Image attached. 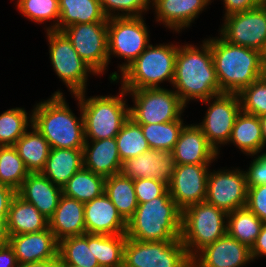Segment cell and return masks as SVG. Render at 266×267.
Returning a JSON list of instances; mask_svg holds the SVG:
<instances>
[{
    "label": "cell",
    "mask_w": 266,
    "mask_h": 267,
    "mask_svg": "<svg viewBox=\"0 0 266 267\" xmlns=\"http://www.w3.org/2000/svg\"><path fill=\"white\" fill-rule=\"evenodd\" d=\"M172 88L186 106L189 101H204L220 94L210 43L204 39L200 47L178 45Z\"/></svg>",
    "instance_id": "1"
},
{
    "label": "cell",
    "mask_w": 266,
    "mask_h": 267,
    "mask_svg": "<svg viewBox=\"0 0 266 267\" xmlns=\"http://www.w3.org/2000/svg\"><path fill=\"white\" fill-rule=\"evenodd\" d=\"M80 117L70 109L63 92L55 91L50 98L33 106L32 125L48 141L51 149H83L85 140L84 120L79 99Z\"/></svg>",
    "instance_id": "2"
},
{
    "label": "cell",
    "mask_w": 266,
    "mask_h": 267,
    "mask_svg": "<svg viewBox=\"0 0 266 267\" xmlns=\"http://www.w3.org/2000/svg\"><path fill=\"white\" fill-rule=\"evenodd\" d=\"M219 36L206 40L210 43L220 93L239 94L264 76L261 52L232 44Z\"/></svg>",
    "instance_id": "3"
},
{
    "label": "cell",
    "mask_w": 266,
    "mask_h": 267,
    "mask_svg": "<svg viewBox=\"0 0 266 267\" xmlns=\"http://www.w3.org/2000/svg\"><path fill=\"white\" fill-rule=\"evenodd\" d=\"M182 210L167 189L160 197L138 203L127 221V238L143 242L174 241L181 238Z\"/></svg>",
    "instance_id": "4"
},
{
    "label": "cell",
    "mask_w": 266,
    "mask_h": 267,
    "mask_svg": "<svg viewBox=\"0 0 266 267\" xmlns=\"http://www.w3.org/2000/svg\"><path fill=\"white\" fill-rule=\"evenodd\" d=\"M177 52L178 45L173 43L149 44L120 75L112 72L110 81L116 83L121 79V87L125 90L161 88L160 84L165 81L172 84Z\"/></svg>",
    "instance_id": "5"
},
{
    "label": "cell",
    "mask_w": 266,
    "mask_h": 267,
    "mask_svg": "<svg viewBox=\"0 0 266 267\" xmlns=\"http://www.w3.org/2000/svg\"><path fill=\"white\" fill-rule=\"evenodd\" d=\"M119 94L86 97V91L75 95L79 99L84 120L85 140L115 138L129 118L127 91Z\"/></svg>",
    "instance_id": "6"
},
{
    "label": "cell",
    "mask_w": 266,
    "mask_h": 267,
    "mask_svg": "<svg viewBox=\"0 0 266 267\" xmlns=\"http://www.w3.org/2000/svg\"><path fill=\"white\" fill-rule=\"evenodd\" d=\"M227 216L224 210L206 201L192 204L182 211L180 239L191 258L227 234Z\"/></svg>",
    "instance_id": "7"
},
{
    "label": "cell",
    "mask_w": 266,
    "mask_h": 267,
    "mask_svg": "<svg viewBox=\"0 0 266 267\" xmlns=\"http://www.w3.org/2000/svg\"><path fill=\"white\" fill-rule=\"evenodd\" d=\"M50 61L54 72L63 81L71 95L83 93L88 88V77L97 73L85 63L73 48L68 37L57 30H47ZM90 74V75H89Z\"/></svg>",
    "instance_id": "8"
},
{
    "label": "cell",
    "mask_w": 266,
    "mask_h": 267,
    "mask_svg": "<svg viewBox=\"0 0 266 267\" xmlns=\"http://www.w3.org/2000/svg\"><path fill=\"white\" fill-rule=\"evenodd\" d=\"M132 96L133 107L129 117L137 124H157L178 120L185 106L174 90L167 88H144L126 90Z\"/></svg>",
    "instance_id": "9"
},
{
    "label": "cell",
    "mask_w": 266,
    "mask_h": 267,
    "mask_svg": "<svg viewBox=\"0 0 266 267\" xmlns=\"http://www.w3.org/2000/svg\"><path fill=\"white\" fill-rule=\"evenodd\" d=\"M123 267H192L181 239L143 242L127 238Z\"/></svg>",
    "instance_id": "10"
},
{
    "label": "cell",
    "mask_w": 266,
    "mask_h": 267,
    "mask_svg": "<svg viewBox=\"0 0 266 267\" xmlns=\"http://www.w3.org/2000/svg\"><path fill=\"white\" fill-rule=\"evenodd\" d=\"M144 16L114 17L108 19V59L111 56L125 59L118 67L122 72L130 65L150 44V31Z\"/></svg>",
    "instance_id": "11"
},
{
    "label": "cell",
    "mask_w": 266,
    "mask_h": 267,
    "mask_svg": "<svg viewBox=\"0 0 266 267\" xmlns=\"http://www.w3.org/2000/svg\"><path fill=\"white\" fill-rule=\"evenodd\" d=\"M201 102L208 104V109L202 122L196 125L220 154L219 147L227 145L235 120L241 111L239 95L220 93Z\"/></svg>",
    "instance_id": "12"
},
{
    "label": "cell",
    "mask_w": 266,
    "mask_h": 267,
    "mask_svg": "<svg viewBox=\"0 0 266 267\" xmlns=\"http://www.w3.org/2000/svg\"><path fill=\"white\" fill-rule=\"evenodd\" d=\"M62 32L68 37L79 57L98 75L108 68V22L73 24Z\"/></svg>",
    "instance_id": "13"
},
{
    "label": "cell",
    "mask_w": 266,
    "mask_h": 267,
    "mask_svg": "<svg viewBox=\"0 0 266 267\" xmlns=\"http://www.w3.org/2000/svg\"><path fill=\"white\" fill-rule=\"evenodd\" d=\"M219 33L226 41L262 51L266 43V2L249 11L223 17Z\"/></svg>",
    "instance_id": "14"
},
{
    "label": "cell",
    "mask_w": 266,
    "mask_h": 267,
    "mask_svg": "<svg viewBox=\"0 0 266 267\" xmlns=\"http://www.w3.org/2000/svg\"><path fill=\"white\" fill-rule=\"evenodd\" d=\"M247 190L245 171L239 168L213 170L208 175L205 201L230 213L246 206Z\"/></svg>",
    "instance_id": "15"
},
{
    "label": "cell",
    "mask_w": 266,
    "mask_h": 267,
    "mask_svg": "<svg viewBox=\"0 0 266 267\" xmlns=\"http://www.w3.org/2000/svg\"><path fill=\"white\" fill-rule=\"evenodd\" d=\"M211 164L176 165L168 186L171 198L183 211L192 204L204 202L207 195V180Z\"/></svg>",
    "instance_id": "16"
},
{
    "label": "cell",
    "mask_w": 266,
    "mask_h": 267,
    "mask_svg": "<svg viewBox=\"0 0 266 267\" xmlns=\"http://www.w3.org/2000/svg\"><path fill=\"white\" fill-rule=\"evenodd\" d=\"M175 167L172 151L149 149L137 157L125 160L122 163L121 174L132 180L154 179L169 186Z\"/></svg>",
    "instance_id": "17"
},
{
    "label": "cell",
    "mask_w": 266,
    "mask_h": 267,
    "mask_svg": "<svg viewBox=\"0 0 266 267\" xmlns=\"http://www.w3.org/2000/svg\"><path fill=\"white\" fill-rule=\"evenodd\" d=\"M250 248L228 234L205 246L192 258V267H246Z\"/></svg>",
    "instance_id": "18"
},
{
    "label": "cell",
    "mask_w": 266,
    "mask_h": 267,
    "mask_svg": "<svg viewBox=\"0 0 266 267\" xmlns=\"http://www.w3.org/2000/svg\"><path fill=\"white\" fill-rule=\"evenodd\" d=\"M8 243L20 265L59 259V242L49 227L40 232L11 235Z\"/></svg>",
    "instance_id": "19"
},
{
    "label": "cell",
    "mask_w": 266,
    "mask_h": 267,
    "mask_svg": "<svg viewBox=\"0 0 266 267\" xmlns=\"http://www.w3.org/2000/svg\"><path fill=\"white\" fill-rule=\"evenodd\" d=\"M84 219L87 234H126L127 222L105 193L84 203Z\"/></svg>",
    "instance_id": "20"
},
{
    "label": "cell",
    "mask_w": 266,
    "mask_h": 267,
    "mask_svg": "<svg viewBox=\"0 0 266 267\" xmlns=\"http://www.w3.org/2000/svg\"><path fill=\"white\" fill-rule=\"evenodd\" d=\"M172 152L176 165L211 164L219 156L195 123L185 124Z\"/></svg>",
    "instance_id": "21"
},
{
    "label": "cell",
    "mask_w": 266,
    "mask_h": 267,
    "mask_svg": "<svg viewBox=\"0 0 266 267\" xmlns=\"http://www.w3.org/2000/svg\"><path fill=\"white\" fill-rule=\"evenodd\" d=\"M212 0H152L156 22L163 23L173 32L188 28Z\"/></svg>",
    "instance_id": "22"
},
{
    "label": "cell",
    "mask_w": 266,
    "mask_h": 267,
    "mask_svg": "<svg viewBox=\"0 0 266 267\" xmlns=\"http://www.w3.org/2000/svg\"><path fill=\"white\" fill-rule=\"evenodd\" d=\"M16 194L49 220L58 206L62 187L53 184L41 172L29 173Z\"/></svg>",
    "instance_id": "23"
},
{
    "label": "cell",
    "mask_w": 266,
    "mask_h": 267,
    "mask_svg": "<svg viewBox=\"0 0 266 267\" xmlns=\"http://www.w3.org/2000/svg\"><path fill=\"white\" fill-rule=\"evenodd\" d=\"M83 168L104 177L120 174L122 161L116 139L86 140L83 147Z\"/></svg>",
    "instance_id": "24"
},
{
    "label": "cell",
    "mask_w": 266,
    "mask_h": 267,
    "mask_svg": "<svg viewBox=\"0 0 266 267\" xmlns=\"http://www.w3.org/2000/svg\"><path fill=\"white\" fill-rule=\"evenodd\" d=\"M49 229L57 241L86 234L84 203L61 195L53 216L48 220Z\"/></svg>",
    "instance_id": "25"
},
{
    "label": "cell",
    "mask_w": 266,
    "mask_h": 267,
    "mask_svg": "<svg viewBox=\"0 0 266 267\" xmlns=\"http://www.w3.org/2000/svg\"><path fill=\"white\" fill-rule=\"evenodd\" d=\"M6 221L9 236L40 232L49 227L48 219L17 194L11 200Z\"/></svg>",
    "instance_id": "26"
},
{
    "label": "cell",
    "mask_w": 266,
    "mask_h": 267,
    "mask_svg": "<svg viewBox=\"0 0 266 267\" xmlns=\"http://www.w3.org/2000/svg\"><path fill=\"white\" fill-rule=\"evenodd\" d=\"M83 168V149L52 148L41 173L53 184L62 187Z\"/></svg>",
    "instance_id": "27"
},
{
    "label": "cell",
    "mask_w": 266,
    "mask_h": 267,
    "mask_svg": "<svg viewBox=\"0 0 266 267\" xmlns=\"http://www.w3.org/2000/svg\"><path fill=\"white\" fill-rule=\"evenodd\" d=\"M233 144L248 156L261 153L264 147L260 118L240 111L227 144Z\"/></svg>",
    "instance_id": "28"
},
{
    "label": "cell",
    "mask_w": 266,
    "mask_h": 267,
    "mask_svg": "<svg viewBox=\"0 0 266 267\" xmlns=\"http://www.w3.org/2000/svg\"><path fill=\"white\" fill-rule=\"evenodd\" d=\"M58 31L73 25L108 22L100 0H59Z\"/></svg>",
    "instance_id": "29"
},
{
    "label": "cell",
    "mask_w": 266,
    "mask_h": 267,
    "mask_svg": "<svg viewBox=\"0 0 266 267\" xmlns=\"http://www.w3.org/2000/svg\"><path fill=\"white\" fill-rule=\"evenodd\" d=\"M15 143L19 157L30 173L41 172L46 164L51 147L44 136L32 125Z\"/></svg>",
    "instance_id": "30"
},
{
    "label": "cell",
    "mask_w": 266,
    "mask_h": 267,
    "mask_svg": "<svg viewBox=\"0 0 266 267\" xmlns=\"http://www.w3.org/2000/svg\"><path fill=\"white\" fill-rule=\"evenodd\" d=\"M59 264L100 267L93 252V234L68 237L59 241Z\"/></svg>",
    "instance_id": "31"
},
{
    "label": "cell",
    "mask_w": 266,
    "mask_h": 267,
    "mask_svg": "<svg viewBox=\"0 0 266 267\" xmlns=\"http://www.w3.org/2000/svg\"><path fill=\"white\" fill-rule=\"evenodd\" d=\"M104 193L127 222L133 216L138 206L133 180L121 173L108 176L105 180Z\"/></svg>",
    "instance_id": "32"
},
{
    "label": "cell",
    "mask_w": 266,
    "mask_h": 267,
    "mask_svg": "<svg viewBox=\"0 0 266 267\" xmlns=\"http://www.w3.org/2000/svg\"><path fill=\"white\" fill-rule=\"evenodd\" d=\"M105 180L106 177L82 168L62 186V194L86 203L104 193Z\"/></svg>",
    "instance_id": "33"
},
{
    "label": "cell",
    "mask_w": 266,
    "mask_h": 267,
    "mask_svg": "<svg viewBox=\"0 0 266 267\" xmlns=\"http://www.w3.org/2000/svg\"><path fill=\"white\" fill-rule=\"evenodd\" d=\"M263 224L262 220L244 207L228 213L227 234L251 248Z\"/></svg>",
    "instance_id": "34"
},
{
    "label": "cell",
    "mask_w": 266,
    "mask_h": 267,
    "mask_svg": "<svg viewBox=\"0 0 266 267\" xmlns=\"http://www.w3.org/2000/svg\"><path fill=\"white\" fill-rule=\"evenodd\" d=\"M126 234H93V252L100 267H123Z\"/></svg>",
    "instance_id": "35"
},
{
    "label": "cell",
    "mask_w": 266,
    "mask_h": 267,
    "mask_svg": "<svg viewBox=\"0 0 266 267\" xmlns=\"http://www.w3.org/2000/svg\"><path fill=\"white\" fill-rule=\"evenodd\" d=\"M31 126L32 113L28 114L24 108L3 111L0 114V146H14Z\"/></svg>",
    "instance_id": "36"
},
{
    "label": "cell",
    "mask_w": 266,
    "mask_h": 267,
    "mask_svg": "<svg viewBox=\"0 0 266 267\" xmlns=\"http://www.w3.org/2000/svg\"><path fill=\"white\" fill-rule=\"evenodd\" d=\"M122 163L150 149L140 124L128 118L115 137Z\"/></svg>",
    "instance_id": "37"
},
{
    "label": "cell",
    "mask_w": 266,
    "mask_h": 267,
    "mask_svg": "<svg viewBox=\"0 0 266 267\" xmlns=\"http://www.w3.org/2000/svg\"><path fill=\"white\" fill-rule=\"evenodd\" d=\"M184 124L182 117H180L171 122L140 124V126L150 149L172 151L185 126Z\"/></svg>",
    "instance_id": "38"
},
{
    "label": "cell",
    "mask_w": 266,
    "mask_h": 267,
    "mask_svg": "<svg viewBox=\"0 0 266 267\" xmlns=\"http://www.w3.org/2000/svg\"><path fill=\"white\" fill-rule=\"evenodd\" d=\"M30 172L14 146H0V184L18 191Z\"/></svg>",
    "instance_id": "39"
},
{
    "label": "cell",
    "mask_w": 266,
    "mask_h": 267,
    "mask_svg": "<svg viewBox=\"0 0 266 267\" xmlns=\"http://www.w3.org/2000/svg\"><path fill=\"white\" fill-rule=\"evenodd\" d=\"M15 4L24 17L26 16V18L37 24H44V22L53 20V24L46 26L45 30L58 31L60 18L59 0H17Z\"/></svg>",
    "instance_id": "40"
},
{
    "label": "cell",
    "mask_w": 266,
    "mask_h": 267,
    "mask_svg": "<svg viewBox=\"0 0 266 267\" xmlns=\"http://www.w3.org/2000/svg\"><path fill=\"white\" fill-rule=\"evenodd\" d=\"M241 110L261 117L266 114V77L262 76L239 94Z\"/></svg>",
    "instance_id": "41"
},
{
    "label": "cell",
    "mask_w": 266,
    "mask_h": 267,
    "mask_svg": "<svg viewBox=\"0 0 266 267\" xmlns=\"http://www.w3.org/2000/svg\"><path fill=\"white\" fill-rule=\"evenodd\" d=\"M100 2L108 19L143 16V13L149 11L152 6V0H100Z\"/></svg>",
    "instance_id": "42"
},
{
    "label": "cell",
    "mask_w": 266,
    "mask_h": 267,
    "mask_svg": "<svg viewBox=\"0 0 266 267\" xmlns=\"http://www.w3.org/2000/svg\"><path fill=\"white\" fill-rule=\"evenodd\" d=\"M138 203H146L154 198L160 197L168 186L154 179L138 178L133 180Z\"/></svg>",
    "instance_id": "43"
},
{
    "label": "cell",
    "mask_w": 266,
    "mask_h": 267,
    "mask_svg": "<svg viewBox=\"0 0 266 267\" xmlns=\"http://www.w3.org/2000/svg\"><path fill=\"white\" fill-rule=\"evenodd\" d=\"M245 207L266 223V184L248 187Z\"/></svg>",
    "instance_id": "44"
},
{
    "label": "cell",
    "mask_w": 266,
    "mask_h": 267,
    "mask_svg": "<svg viewBox=\"0 0 266 267\" xmlns=\"http://www.w3.org/2000/svg\"><path fill=\"white\" fill-rule=\"evenodd\" d=\"M252 156L254 159L245 171L247 187L266 184V152Z\"/></svg>",
    "instance_id": "45"
},
{
    "label": "cell",
    "mask_w": 266,
    "mask_h": 267,
    "mask_svg": "<svg viewBox=\"0 0 266 267\" xmlns=\"http://www.w3.org/2000/svg\"><path fill=\"white\" fill-rule=\"evenodd\" d=\"M265 2L266 0H223L224 17L234 13L249 11Z\"/></svg>",
    "instance_id": "46"
},
{
    "label": "cell",
    "mask_w": 266,
    "mask_h": 267,
    "mask_svg": "<svg viewBox=\"0 0 266 267\" xmlns=\"http://www.w3.org/2000/svg\"><path fill=\"white\" fill-rule=\"evenodd\" d=\"M252 260H258L259 257H266V223L263 224L261 231L254 244L250 248Z\"/></svg>",
    "instance_id": "47"
},
{
    "label": "cell",
    "mask_w": 266,
    "mask_h": 267,
    "mask_svg": "<svg viewBox=\"0 0 266 267\" xmlns=\"http://www.w3.org/2000/svg\"><path fill=\"white\" fill-rule=\"evenodd\" d=\"M0 267H19L15 252L9 243L0 245Z\"/></svg>",
    "instance_id": "48"
},
{
    "label": "cell",
    "mask_w": 266,
    "mask_h": 267,
    "mask_svg": "<svg viewBox=\"0 0 266 267\" xmlns=\"http://www.w3.org/2000/svg\"><path fill=\"white\" fill-rule=\"evenodd\" d=\"M16 195L12 188L0 184V217H7L11 200Z\"/></svg>",
    "instance_id": "49"
},
{
    "label": "cell",
    "mask_w": 266,
    "mask_h": 267,
    "mask_svg": "<svg viewBox=\"0 0 266 267\" xmlns=\"http://www.w3.org/2000/svg\"><path fill=\"white\" fill-rule=\"evenodd\" d=\"M19 267H59V259H50L42 262L28 263Z\"/></svg>",
    "instance_id": "50"
},
{
    "label": "cell",
    "mask_w": 266,
    "mask_h": 267,
    "mask_svg": "<svg viewBox=\"0 0 266 267\" xmlns=\"http://www.w3.org/2000/svg\"><path fill=\"white\" fill-rule=\"evenodd\" d=\"M7 217H0V245L8 243Z\"/></svg>",
    "instance_id": "51"
},
{
    "label": "cell",
    "mask_w": 266,
    "mask_h": 267,
    "mask_svg": "<svg viewBox=\"0 0 266 267\" xmlns=\"http://www.w3.org/2000/svg\"><path fill=\"white\" fill-rule=\"evenodd\" d=\"M259 118H260L262 136H263V141H264V146H265L266 145V114Z\"/></svg>",
    "instance_id": "52"
},
{
    "label": "cell",
    "mask_w": 266,
    "mask_h": 267,
    "mask_svg": "<svg viewBox=\"0 0 266 267\" xmlns=\"http://www.w3.org/2000/svg\"><path fill=\"white\" fill-rule=\"evenodd\" d=\"M261 57H262V62L264 64V67L266 68V43L264 48L261 51Z\"/></svg>",
    "instance_id": "53"
},
{
    "label": "cell",
    "mask_w": 266,
    "mask_h": 267,
    "mask_svg": "<svg viewBox=\"0 0 266 267\" xmlns=\"http://www.w3.org/2000/svg\"><path fill=\"white\" fill-rule=\"evenodd\" d=\"M59 267H81V266H76L71 264H59Z\"/></svg>",
    "instance_id": "54"
},
{
    "label": "cell",
    "mask_w": 266,
    "mask_h": 267,
    "mask_svg": "<svg viewBox=\"0 0 266 267\" xmlns=\"http://www.w3.org/2000/svg\"><path fill=\"white\" fill-rule=\"evenodd\" d=\"M264 76L266 77V68L264 69Z\"/></svg>",
    "instance_id": "55"
}]
</instances>
